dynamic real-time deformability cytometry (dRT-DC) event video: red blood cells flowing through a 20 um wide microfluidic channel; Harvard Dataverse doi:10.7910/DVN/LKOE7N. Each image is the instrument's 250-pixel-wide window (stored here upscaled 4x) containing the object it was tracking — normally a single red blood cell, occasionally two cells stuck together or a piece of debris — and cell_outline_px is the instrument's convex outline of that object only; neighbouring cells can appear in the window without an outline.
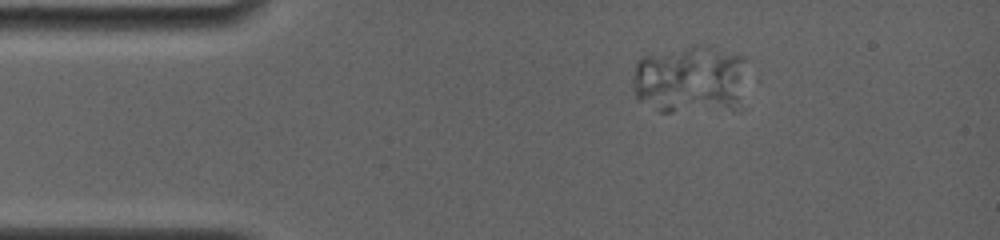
{"species": "common noctule bat (a hibernating species)", "species_latin": "Nyctalus noctula", "temperature_condition": "room temperature", "stored_images_in_passage": 3, "camera_frame_rate_fps": 4000, "um_per_image_px": 0.085, "animal": {"sex": "female", "body_mass_g": 19.0, "forearm_length_mm": 56.7}, "frame": {"image": 1, "passage_image": 3, "time_ms": 0.5, "image_size_px": [1000, 240], "cell_outline_px": [[744, 60], [736, 104], [732, 108], [700, 96], [716, 52], [744, 56]], "centroid_in_image_um": [61.54, 6.74], "position_along_channel_um": 23.5, "area_um2": 11.91}}